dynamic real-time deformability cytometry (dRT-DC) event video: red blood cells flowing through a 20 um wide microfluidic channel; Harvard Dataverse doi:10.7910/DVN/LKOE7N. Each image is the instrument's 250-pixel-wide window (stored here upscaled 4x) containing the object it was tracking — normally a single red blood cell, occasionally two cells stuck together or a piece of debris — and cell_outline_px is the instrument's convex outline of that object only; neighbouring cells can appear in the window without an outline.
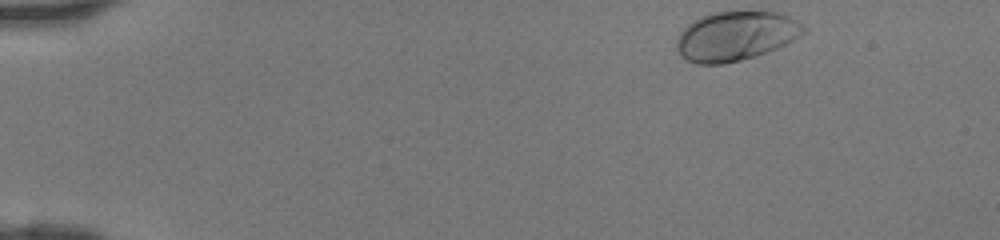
{"species": "human", "species_latin": "Homo sapiens", "temperature_condition": "room temperature", "stored_images_in_passage": 41, "camera_frame_rate_fps": 3000, "um_per_image_px": 0.085, "donor": {"sex": "female"}, "frame": {"image": 1, "passage_image": 1, "time_ms": 0.0, "image_size_px": [1000, 240], "cell_outline_px": [[808, 32], [768, 52], [756, 56], [724, 64], [696, 64], [680, 56], [676, 48], [676, 40], [680, 32], [692, 20], [700, 16], [712, 12], [780, 12], [788, 16], [808, 28]], "centroid_in_image_um": [62.52, 3.06], "position_along_channel_um": 22.5, "area_um2": 36.65}}
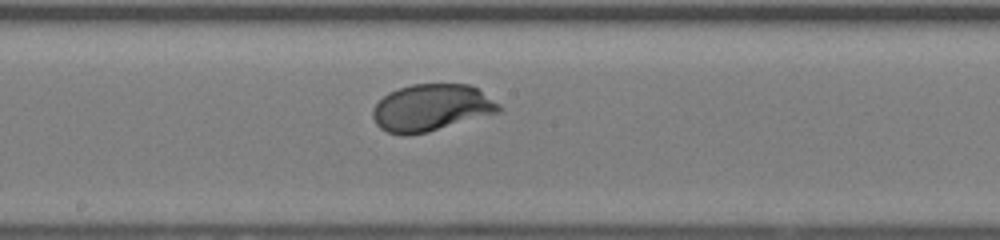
{"frame": {"image": 2, "passage_image": 21, "time_ms": 6.667, "image_size_px": [1000, 240], "cell_outline_px": [[504, 108], [500, 112], [428, 132], [408, 136], [400, 136], [388, 132], [380, 128], [376, 124], [372, 116], [372, 108], [388, 92], [412, 84], [468, 84], [476, 88], [500, 104]], "centroid_in_image_um": [36.65, 9.17], "position_along_channel_um": 211.6, "area_um2": 34.62}}
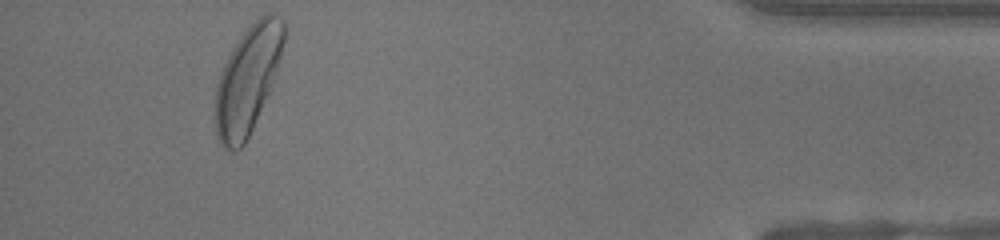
{"frame": {"image": 3, "passage_image": 38, "time_ms": 12.333, "image_size_px": [1000, 240], "cell_outline_px": [[284, 40], [280, 56], [268, 92], [252, 128], [244, 144], [236, 152], [232, 152], [224, 148], [216, 132], [216, 88], [224, 64], [232, 48], [240, 36], [264, 12], [272, 12], [284, 20]], "centroid_in_image_um": [21.04, 6.75], "position_along_channel_um": 414.2, "area_um2": 41.79}}